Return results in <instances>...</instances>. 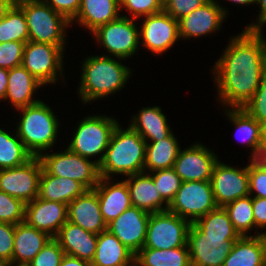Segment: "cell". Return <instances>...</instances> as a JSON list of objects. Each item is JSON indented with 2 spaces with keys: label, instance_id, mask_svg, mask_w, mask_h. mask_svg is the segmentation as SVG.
Listing matches in <instances>:
<instances>
[{
  "label": "cell",
  "instance_id": "obj_1",
  "mask_svg": "<svg viewBox=\"0 0 266 266\" xmlns=\"http://www.w3.org/2000/svg\"><path fill=\"white\" fill-rule=\"evenodd\" d=\"M264 32L244 29L229 39L228 46L213 65L218 100L229 108H243L266 73Z\"/></svg>",
  "mask_w": 266,
  "mask_h": 266
},
{
  "label": "cell",
  "instance_id": "obj_2",
  "mask_svg": "<svg viewBox=\"0 0 266 266\" xmlns=\"http://www.w3.org/2000/svg\"><path fill=\"white\" fill-rule=\"evenodd\" d=\"M115 58L95 55L83 60L81 81L77 89L83 103H90L120 91L129 77L131 78L132 70L120 62L124 59Z\"/></svg>",
  "mask_w": 266,
  "mask_h": 266
},
{
  "label": "cell",
  "instance_id": "obj_3",
  "mask_svg": "<svg viewBox=\"0 0 266 266\" xmlns=\"http://www.w3.org/2000/svg\"><path fill=\"white\" fill-rule=\"evenodd\" d=\"M146 141L130 126L115 127L99 164L100 177L112 178L115 174L125 177L144 172Z\"/></svg>",
  "mask_w": 266,
  "mask_h": 266
},
{
  "label": "cell",
  "instance_id": "obj_4",
  "mask_svg": "<svg viewBox=\"0 0 266 266\" xmlns=\"http://www.w3.org/2000/svg\"><path fill=\"white\" fill-rule=\"evenodd\" d=\"M21 111L19 124L15 129L26 150L39 157L56 143L59 119L51 107L41 100L32 105L17 109ZM44 151V152H43Z\"/></svg>",
  "mask_w": 266,
  "mask_h": 266
},
{
  "label": "cell",
  "instance_id": "obj_5",
  "mask_svg": "<svg viewBox=\"0 0 266 266\" xmlns=\"http://www.w3.org/2000/svg\"><path fill=\"white\" fill-rule=\"evenodd\" d=\"M15 4L24 12L29 41L58 45L65 49V30L71 25L65 16L42 0H16Z\"/></svg>",
  "mask_w": 266,
  "mask_h": 266
},
{
  "label": "cell",
  "instance_id": "obj_6",
  "mask_svg": "<svg viewBox=\"0 0 266 266\" xmlns=\"http://www.w3.org/2000/svg\"><path fill=\"white\" fill-rule=\"evenodd\" d=\"M79 123L67 148L87 159L96 158L99 155L100 157L95 160L99 165L118 122L106 115H91L86 116Z\"/></svg>",
  "mask_w": 266,
  "mask_h": 266
},
{
  "label": "cell",
  "instance_id": "obj_7",
  "mask_svg": "<svg viewBox=\"0 0 266 266\" xmlns=\"http://www.w3.org/2000/svg\"><path fill=\"white\" fill-rule=\"evenodd\" d=\"M58 153H42L39 158L43 169L50 175L69 178L81 183L87 190L94 189L100 180L99 165L68 148Z\"/></svg>",
  "mask_w": 266,
  "mask_h": 266
},
{
  "label": "cell",
  "instance_id": "obj_8",
  "mask_svg": "<svg viewBox=\"0 0 266 266\" xmlns=\"http://www.w3.org/2000/svg\"><path fill=\"white\" fill-rule=\"evenodd\" d=\"M136 19L121 15L118 19L98 27L92 32L109 55L121 59L134 56L139 49V29L135 24ZM111 54V55H110Z\"/></svg>",
  "mask_w": 266,
  "mask_h": 266
},
{
  "label": "cell",
  "instance_id": "obj_9",
  "mask_svg": "<svg viewBox=\"0 0 266 266\" xmlns=\"http://www.w3.org/2000/svg\"><path fill=\"white\" fill-rule=\"evenodd\" d=\"M191 222L169 210L150 213L147 236L143 248L172 249L188 246Z\"/></svg>",
  "mask_w": 266,
  "mask_h": 266
},
{
  "label": "cell",
  "instance_id": "obj_10",
  "mask_svg": "<svg viewBox=\"0 0 266 266\" xmlns=\"http://www.w3.org/2000/svg\"><path fill=\"white\" fill-rule=\"evenodd\" d=\"M63 51L58 45L28 41L24 47L22 66L43 86L53 84L59 76L64 77Z\"/></svg>",
  "mask_w": 266,
  "mask_h": 266
},
{
  "label": "cell",
  "instance_id": "obj_11",
  "mask_svg": "<svg viewBox=\"0 0 266 266\" xmlns=\"http://www.w3.org/2000/svg\"><path fill=\"white\" fill-rule=\"evenodd\" d=\"M217 207L211 181H186L182 182L168 210L193 223Z\"/></svg>",
  "mask_w": 266,
  "mask_h": 266
},
{
  "label": "cell",
  "instance_id": "obj_12",
  "mask_svg": "<svg viewBox=\"0 0 266 266\" xmlns=\"http://www.w3.org/2000/svg\"><path fill=\"white\" fill-rule=\"evenodd\" d=\"M240 237L204 234L191 223L187 240L191 266H223Z\"/></svg>",
  "mask_w": 266,
  "mask_h": 266
},
{
  "label": "cell",
  "instance_id": "obj_13",
  "mask_svg": "<svg viewBox=\"0 0 266 266\" xmlns=\"http://www.w3.org/2000/svg\"><path fill=\"white\" fill-rule=\"evenodd\" d=\"M42 170L39 157H32L21 166L0 170V190L25 204L31 202L39 195Z\"/></svg>",
  "mask_w": 266,
  "mask_h": 266
},
{
  "label": "cell",
  "instance_id": "obj_14",
  "mask_svg": "<svg viewBox=\"0 0 266 266\" xmlns=\"http://www.w3.org/2000/svg\"><path fill=\"white\" fill-rule=\"evenodd\" d=\"M144 18L139 29L140 44L153 54H163L180 39L178 20L164 9Z\"/></svg>",
  "mask_w": 266,
  "mask_h": 266
},
{
  "label": "cell",
  "instance_id": "obj_15",
  "mask_svg": "<svg viewBox=\"0 0 266 266\" xmlns=\"http://www.w3.org/2000/svg\"><path fill=\"white\" fill-rule=\"evenodd\" d=\"M210 181L218 207H224L238 198L249 195L248 165L237 169L218 160Z\"/></svg>",
  "mask_w": 266,
  "mask_h": 266
},
{
  "label": "cell",
  "instance_id": "obj_16",
  "mask_svg": "<svg viewBox=\"0 0 266 266\" xmlns=\"http://www.w3.org/2000/svg\"><path fill=\"white\" fill-rule=\"evenodd\" d=\"M218 160V156L212 150L201 143H194L184 150L180 149L173 169L182 182L210 181Z\"/></svg>",
  "mask_w": 266,
  "mask_h": 266
},
{
  "label": "cell",
  "instance_id": "obj_17",
  "mask_svg": "<svg viewBox=\"0 0 266 266\" xmlns=\"http://www.w3.org/2000/svg\"><path fill=\"white\" fill-rule=\"evenodd\" d=\"M222 7L218 1L208 0L202 6L179 19V38L183 40L199 38L219 31L223 20L228 15V10Z\"/></svg>",
  "mask_w": 266,
  "mask_h": 266
},
{
  "label": "cell",
  "instance_id": "obj_18",
  "mask_svg": "<svg viewBox=\"0 0 266 266\" xmlns=\"http://www.w3.org/2000/svg\"><path fill=\"white\" fill-rule=\"evenodd\" d=\"M150 213L131 206L107 224V230L135 255L144 247Z\"/></svg>",
  "mask_w": 266,
  "mask_h": 266
},
{
  "label": "cell",
  "instance_id": "obj_19",
  "mask_svg": "<svg viewBox=\"0 0 266 266\" xmlns=\"http://www.w3.org/2000/svg\"><path fill=\"white\" fill-rule=\"evenodd\" d=\"M68 221L67 205L39 197L25 205V222L54 238Z\"/></svg>",
  "mask_w": 266,
  "mask_h": 266
},
{
  "label": "cell",
  "instance_id": "obj_20",
  "mask_svg": "<svg viewBox=\"0 0 266 266\" xmlns=\"http://www.w3.org/2000/svg\"><path fill=\"white\" fill-rule=\"evenodd\" d=\"M68 221L99 235L107 229L99 206L97 192L86 190L67 205Z\"/></svg>",
  "mask_w": 266,
  "mask_h": 266
},
{
  "label": "cell",
  "instance_id": "obj_21",
  "mask_svg": "<svg viewBox=\"0 0 266 266\" xmlns=\"http://www.w3.org/2000/svg\"><path fill=\"white\" fill-rule=\"evenodd\" d=\"M64 254L91 262L94 259L98 235L86 231L69 221L64 223L54 237Z\"/></svg>",
  "mask_w": 266,
  "mask_h": 266
},
{
  "label": "cell",
  "instance_id": "obj_22",
  "mask_svg": "<svg viewBox=\"0 0 266 266\" xmlns=\"http://www.w3.org/2000/svg\"><path fill=\"white\" fill-rule=\"evenodd\" d=\"M110 180V178L101 177L94 188L97 192L100 211L106 224L116 219L132 206L126 181H116V183L112 181L110 184Z\"/></svg>",
  "mask_w": 266,
  "mask_h": 266
},
{
  "label": "cell",
  "instance_id": "obj_23",
  "mask_svg": "<svg viewBox=\"0 0 266 266\" xmlns=\"http://www.w3.org/2000/svg\"><path fill=\"white\" fill-rule=\"evenodd\" d=\"M127 177L124 180L127 183L132 206L149 213L168 210L169 205L162 199L148 170L146 173L143 172Z\"/></svg>",
  "mask_w": 266,
  "mask_h": 266
},
{
  "label": "cell",
  "instance_id": "obj_24",
  "mask_svg": "<svg viewBox=\"0 0 266 266\" xmlns=\"http://www.w3.org/2000/svg\"><path fill=\"white\" fill-rule=\"evenodd\" d=\"M119 0H81L78 14L71 21L78 24L91 33L98 27L118 19L121 14Z\"/></svg>",
  "mask_w": 266,
  "mask_h": 266
},
{
  "label": "cell",
  "instance_id": "obj_25",
  "mask_svg": "<svg viewBox=\"0 0 266 266\" xmlns=\"http://www.w3.org/2000/svg\"><path fill=\"white\" fill-rule=\"evenodd\" d=\"M43 85L22 65L8 70V87L4 100H9L15 109L37 103L39 99H33L38 88Z\"/></svg>",
  "mask_w": 266,
  "mask_h": 266
},
{
  "label": "cell",
  "instance_id": "obj_26",
  "mask_svg": "<svg viewBox=\"0 0 266 266\" xmlns=\"http://www.w3.org/2000/svg\"><path fill=\"white\" fill-rule=\"evenodd\" d=\"M91 266H135V254L106 229L98 235Z\"/></svg>",
  "mask_w": 266,
  "mask_h": 266
},
{
  "label": "cell",
  "instance_id": "obj_27",
  "mask_svg": "<svg viewBox=\"0 0 266 266\" xmlns=\"http://www.w3.org/2000/svg\"><path fill=\"white\" fill-rule=\"evenodd\" d=\"M52 239L46 232L25 221L15 225L12 262L29 263Z\"/></svg>",
  "mask_w": 266,
  "mask_h": 266
},
{
  "label": "cell",
  "instance_id": "obj_28",
  "mask_svg": "<svg viewBox=\"0 0 266 266\" xmlns=\"http://www.w3.org/2000/svg\"><path fill=\"white\" fill-rule=\"evenodd\" d=\"M223 266H266V235L241 236Z\"/></svg>",
  "mask_w": 266,
  "mask_h": 266
},
{
  "label": "cell",
  "instance_id": "obj_29",
  "mask_svg": "<svg viewBox=\"0 0 266 266\" xmlns=\"http://www.w3.org/2000/svg\"><path fill=\"white\" fill-rule=\"evenodd\" d=\"M129 126L146 143L161 141L173 132L168 125L166 115L162 113V109L159 106L141 108L139 114L132 116V121Z\"/></svg>",
  "mask_w": 266,
  "mask_h": 266
},
{
  "label": "cell",
  "instance_id": "obj_30",
  "mask_svg": "<svg viewBox=\"0 0 266 266\" xmlns=\"http://www.w3.org/2000/svg\"><path fill=\"white\" fill-rule=\"evenodd\" d=\"M87 189L78 181L48 174L44 169L39 180V195L42 200L57 201L68 205Z\"/></svg>",
  "mask_w": 266,
  "mask_h": 266
},
{
  "label": "cell",
  "instance_id": "obj_31",
  "mask_svg": "<svg viewBox=\"0 0 266 266\" xmlns=\"http://www.w3.org/2000/svg\"><path fill=\"white\" fill-rule=\"evenodd\" d=\"M173 133L161 141L146 143L145 173L147 169L148 173H151L155 170L173 168L181 149Z\"/></svg>",
  "mask_w": 266,
  "mask_h": 266
},
{
  "label": "cell",
  "instance_id": "obj_32",
  "mask_svg": "<svg viewBox=\"0 0 266 266\" xmlns=\"http://www.w3.org/2000/svg\"><path fill=\"white\" fill-rule=\"evenodd\" d=\"M226 116L236 127V135L241 142L251 148V159H254L261 144L262 126L250 116L243 108L226 109Z\"/></svg>",
  "mask_w": 266,
  "mask_h": 266
},
{
  "label": "cell",
  "instance_id": "obj_33",
  "mask_svg": "<svg viewBox=\"0 0 266 266\" xmlns=\"http://www.w3.org/2000/svg\"><path fill=\"white\" fill-rule=\"evenodd\" d=\"M135 266H191L189 248H142L135 255Z\"/></svg>",
  "mask_w": 266,
  "mask_h": 266
},
{
  "label": "cell",
  "instance_id": "obj_34",
  "mask_svg": "<svg viewBox=\"0 0 266 266\" xmlns=\"http://www.w3.org/2000/svg\"><path fill=\"white\" fill-rule=\"evenodd\" d=\"M15 135L0 128V170L21 166L33 157Z\"/></svg>",
  "mask_w": 266,
  "mask_h": 266
},
{
  "label": "cell",
  "instance_id": "obj_35",
  "mask_svg": "<svg viewBox=\"0 0 266 266\" xmlns=\"http://www.w3.org/2000/svg\"><path fill=\"white\" fill-rule=\"evenodd\" d=\"M224 209L227 211L229 219L240 236L266 235L265 231H262V233H256V235L247 234L249 233L248 231L255 228L251 195L238 198L237 200L228 203L224 206Z\"/></svg>",
  "mask_w": 266,
  "mask_h": 266
},
{
  "label": "cell",
  "instance_id": "obj_36",
  "mask_svg": "<svg viewBox=\"0 0 266 266\" xmlns=\"http://www.w3.org/2000/svg\"><path fill=\"white\" fill-rule=\"evenodd\" d=\"M17 41L27 43L29 32L24 12L14 4L0 20V43Z\"/></svg>",
  "mask_w": 266,
  "mask_h": 266
},
{
  "label": "cell",
  "instance_id": "obj_37",
  "mask_svg": "<svg viewBox=\"0 0 266 266\" xmlns=\"http://www.w3.org/2000/svg\"><path fill=\"white\" fill-rule=\"evenodd\" d=\"M193 224L204 234L216 236H240L235 230L224 207H217L198 218Z\"/></svg>",
  "mask_w": 266,
  "mask_h": 266
},
{
  "label": "cell",
  "instance_id": "obj_38",
  "mask_svg": "<svg viewBox=\"0 0 266 266\" xmlns=\"http://www.w3.org/2000/svg\"><path fill=\"white\" fill-rule=\"evenodd\" d=\"M154 185L162 199L169 205L182 184L181 178L173 168L160 169L151 172Z\"/></svg>",
  "mask_w": 266,
  "mask_h": 266
},
{
  "label": "cell",
  "instance_id": "obj_39",
  "mask_svg": "<svg viewBox=\"0 0 266 266\" xmlns=\"http://www.w3.org/2000/svg\"><path fill=\"white\" fill-rule=\"evenodd\" d=\"M25 203L0 190V222L16 225L25 221Z\"/></svg>",
  "mask_w": 266,
  "mask_h": 266
},
{
  "label": "cell",
  "instance_id": "obj_40",
  "mask_svg": "<svg viewBox=\"0 0 266 266\" xmlns=\"http://www.w3.org/2000/svg\"><path fill=\"white\" fill-rule=\"evenodd\" d=\"M243 109L262 127L266 125V73L261 77L258 89Z\"/></svg>",
  "mask_w": 266,
  "mask_h": 266
},
{
  "label": "cell",
  "instance_id": "obj_41",
  "mask_svg": "<svg viewBox=\"0 0 266 266\" xmlns=\"http://www.w3.org/2000/svg\"><path fill=\"white\" fill-rule=\"evenodd\" d=\"M120 10L125 9L132 19L138 20L145 16L158 13L164 9L161 0H119Z\"/></svg>",
  "mask_w": 266,
  "mask_h": 266
},
{
  "label": "cell",
  "instance_id": "obj_42",
  "mask_svg": "<svg viewBox=\"0 0 266 266\" xmlns=\"http://www.w3.org/2000/svg\"><path fill=\"white\" fill-rule=\"evenodd\" d=\"M249 195L266 198V163L251 159L248 164ZM253 194H255L253 196Z\"/></svg>",
  "mask_w": 266,
  "mask_h": 266
},
{
  "label": "cell",
  "instance_id": "obj_43",
  "mask_svg": "<svg viewBox=\"0 0 266 266\" xmlns=\"http://www.w3.org/2000/svg\"><path fill=\"white\" fill-rule=\"evenodd\" d=\"M25 44L17 41L0 43V68L10 70L21 66Z\"/></svg>",
  "mask_w": 266,
  "mask_h": 266
},
{
  "label": "cell",
  "instance_id": "obj_44",
  "mask_svg": "<svg viewBox=\"0 0 266 266\" xmlns=\"http://www.w3.org/2000/svg\"><path fill=\"white\" fill-rule=\"evenodd\" d=\"M64 251L52 238L42 250L29 262L30 266H59Z\"/></svg>",
  "mask_w": 266,
  "mask_h": 266
},
{
  "label": "cell",
  "instance_id": "obj_45",
  "mask_svg": "<svg viewBox=\"0 0 266 266\" xmlns=\"http://www.w3.org/2000/svg\"><path fill=\"white\" fill-rule=\"evenodd\" d=\"M207 1L208 0H167L164 3V10L173 18L179 20Z\"/></svg>",
  "mask_w": 266,
  "mask_h": 266
},
{
  "label": "cell",
  "instance_id": "obj_46",
  "mask_svg": "<svg viewBox=\"0 0 266 266\" xmlns=\"http://www.w3.org/2000/svg\"><path fill=\"white\" fill-rule=\"evenodd\" d=\"M15 225L0 222V261L12 262Z\"/></svg>",
  "mask_w": 266,
  "mask_h": 266
},
{
  "label": "cell",
  "instance_id": "obj_47",
  "mask_svg": "<svg viewBox=\"0 0 266 266\" xmlns=\"http://www.w3.org/2000/svg\"><path fill=\"white\" fill-rule=\"evenodd\" d=\"M56 12L65 16L70 22L78 14L81 0H42Z\"/></svg>",
  "mask_w": 266,
  "mask_h": 266
},
{
  "label": "cell",
  "instance_id": "obj_48",
  "mask_svg": "<svg viewBox=\"0 0 266 266\" xmlns=\"http://www.w3.org/2000/svg\"><path fill=\"white\" fill-rule=\"evenodd\" d=\"M255 228H266V198L252 197Z\"/></svg>",
  "mask_w": 266,
  "mask_h": 266
},
{
  "label": "cell",
  "instance_id": "obj_49",
  "mask_svg": "<svg viewBox=\"0 0 266 266\" xmlns=\"http://www.w3.org/2000/svg\"><path fill=\"white\" fill-rule=\"evenodd\" d=\"M259 5L260 11L255 23L249 24L245 27L246 30L250 31H260L262 32V27L266 24V0H257L256 5Z\"/></svg>",
  "mask_w": 266,
  "mask_h": 266
},
{
  "label": "cell",
  "instance_id": "obj_50",
  "mask_svg": "<svg viewBox=\"0 0 266 266\" xmlns=\"http://www.w3.org/2000/svg\"><path fill=\"white\" fill-rule=\"evenodd\" d=\"M59 266H91V262L64 254Z\"/></svg>",
  "mask_w": 266,
  "mask_h": 266
},
{
  "label": "cell",
  "instance_id": "obj_51",
  "mask_svg": "<svg viewBox=\"0 0 266 266\" xmlns=\"http://www.w3.org/2000/svg\"><path fill=\"white\" fill-rule=\"evenodd\" d=\"M254 160L266 163V125L262 128L261 144Z\"/></svg>",
  "mask_w": 266,
  "mask_h": 266
},
{
  "label": "cell",
  "instance_id": "obj_52",
  "mask_svg": "<svg viewBox=\"0 0 266 266\" xmlns=\"http://www.w3.org/2000/svg\"><path fill=\"white\" fill-rule=\"evenodd\" d=\"M8 87V70L0 68V100H4Z\"/></svg>",
  "mask_w": 266,
  "mask_h": 266
},
{
  "label": "cell",
  "instance_id": "obj_53",
  "mask_svg": "<svg viewBox=\"0 0 266 266\" xmlns=\"http://www.w3.org/2000/svg\"><path fill=\"white\" fill-rule=\"evenodd\" d=\"M15 3L16 0H0V20L5 17Z\"/></svg>",
  "mask_w": 266,
  "mask_h": 266
},
{
  "label": "cell",
  "instance_id": "obj_54",
  "mask_svg": "<svg viewBox=\"0 0 266 266\" xmlns=\"http://www.w3.org/2000/svg\"><path fill=\"white\" fill-rule=\"evenodd\" d=\"M226 1V0H225ZM229 2L235 3V4H239V5H252V4H256L257 0H227Z\"/></svg>",
  "mask_w": 266,
  "mask_h": 266
},
{
  "label": "cell",
  "instance_id": "obj_55",
  "mask_svg": "<svg viewBox=\"0 0 266 266\" xmlns=\"http://www.w3.org/2000/svg\"><path fill=\"white\" fill-rule=\"evenodd\" d=\"M11 266H30L29 263H16V262H11Z\"/></svg>",
  "mask_w": 266,
  "mask_h": 266
},
{
  "label": "cell",
  "instance_id": "obj_56",
  "mask_svg": "<svg viewBox=\"0 0 266 266\" xmlns=\"http://www.w3.org/2000/svg\"><path fill=\"white\" fill-rule=\"evenodd\" d=\"M0 266H11V262H9V261H0Z\"/></svg>",
  "mask_w": 266,
  "mask_h": 266
}]
</instances>
